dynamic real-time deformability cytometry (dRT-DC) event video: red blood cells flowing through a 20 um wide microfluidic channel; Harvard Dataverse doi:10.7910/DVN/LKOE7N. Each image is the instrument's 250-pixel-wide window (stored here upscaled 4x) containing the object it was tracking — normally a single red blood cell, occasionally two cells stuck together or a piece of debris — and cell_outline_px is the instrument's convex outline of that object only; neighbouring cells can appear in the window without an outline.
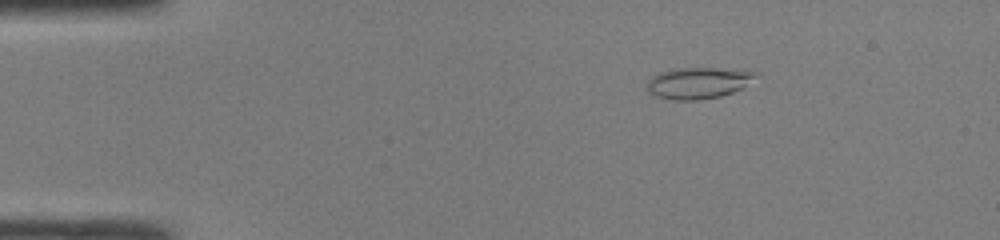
{"species": "common noctule bat (a hibernating species)", "species_latin": "Nyctalus noctula", "temperature_condition": "room temperature", "stored_images_in_passage": 41, "camera_frame_rate_fps": 3000, "um_per_image_px": 0.085, "animal": {"sex": "male", "body_mass_g": 19.0, "forearm_length_mm": 50.8}, "frame": {"image": 1, "passage_image": 1, "time_ms": 0.0, "image_size_px": [1000, 240], "cell_outline_px": [[756, 72], [744, 88], [720, 96], [696, 100], [676, 100], [656, 96], [648, 88], [648, 80], [652, 76], [660, 72], [676, 68], [716, 68]], "centroid_in_image_um": [59.31, 7.05], "position_along_channel_um": 25.7, "area_um2": 19.31}}
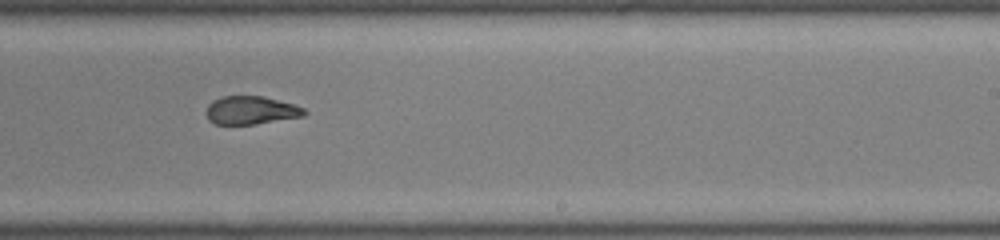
{"frame": {"image": 2, "passage_image": 23, "time_ms": 7.333, "image_size_px": [1000, 240], "cell_outline_px": [[308, 112], [304, 116], [256, 124], [216, 124], [208, 120], [208, 104], [212, 100], [220, 96], [264, 96], [292, 104], [304, 108]], "centroid_in_image_um": [21.34, 9.37], "position_along_channel_um": 267.7, "area_um2": 16.07}}
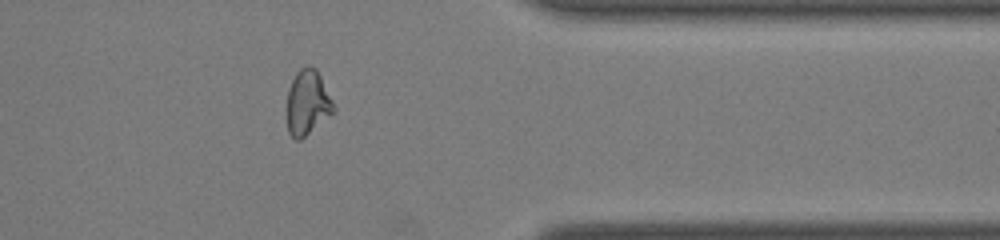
{"frame": {"image": 3, "passage_image": 32, "time_ms": 10.333, "image_size_px": [1000, 240], "cell_outline_px": [[336, 108], [332, 112], [300, 140], [296, 140], [288, 132], [284, 116], [284, 108], [288, 88], [296, 72], [300, 68], [308, 64], [316, 68]], "centroid_in_image_um": [26.05, 8.71], "position_along_channel_um": 385.3, "area_um2": 17.98}, "authors_computed_cell_mechanics": {"area_um2": 17.8602, "velocity_mm_per_s": 4.3136, "shape_relaxation_time_tau1_ms": null, "shape_relaxation_time_tau2_ms": 2.1332, "deformation_change_tau1": null, "deformation_change_tau2": 0.1012}}